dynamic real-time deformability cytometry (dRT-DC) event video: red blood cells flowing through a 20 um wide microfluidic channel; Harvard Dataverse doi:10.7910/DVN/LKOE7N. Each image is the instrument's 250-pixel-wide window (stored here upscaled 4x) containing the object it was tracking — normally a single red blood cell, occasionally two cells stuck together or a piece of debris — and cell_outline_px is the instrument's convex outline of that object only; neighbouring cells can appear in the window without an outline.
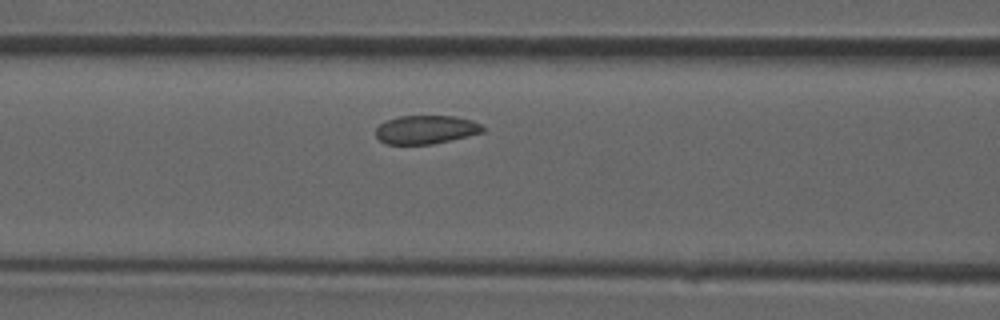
{"species": "common noctule bat (a hibernating species)", "species_latin": "Nyctalus noctula", "temperature_condition": "room temperature", "stored_images_in_passage": 15, "camera_frame_rate_fps": 3000, "um_per_image_px": 0.085, "animal": {"sex": "male", "forearm_length_mm": 52.5}, "frame": {"image": 1, "passage_image": 11, "time_ms": 3.333, "image_size_px": [1000, 320], "cell_outline_px": [[484, 132], [468, 136], [432, 144], [384, 144], [376, 136], [376, 128], [380, 124], [388, 120], [400, 116], [456, 116], [472, 120], [480, 124], [484, 128]], "centroid_in_image_um": [36.21, 11.02], "position_along_channel_um": 130.4, "area_um2": 17.74}}
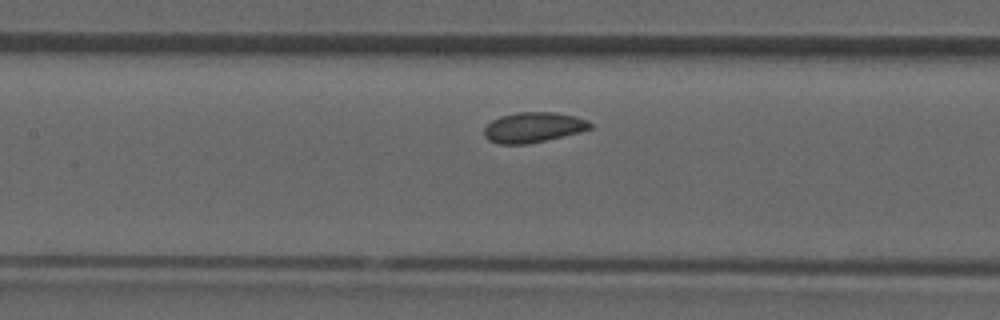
{"frame": {"image": 2, "passage_image": 13, "time_ms": 4.0, "image_size_px": [1000, 320], "cell_outline_px": [[592, 128], [580, 132], [528, 144], [500, 144], [488, 140], [484, 136], [484, 128], [492, 120], [500, 116], [516, 112], [556, 112], [576, 116], [588, 120], [592, 124]], "centroid_in_image_um": [45.34, 10.82], "position_along_channel_um": 162.1, "area_um2": 18.79}}